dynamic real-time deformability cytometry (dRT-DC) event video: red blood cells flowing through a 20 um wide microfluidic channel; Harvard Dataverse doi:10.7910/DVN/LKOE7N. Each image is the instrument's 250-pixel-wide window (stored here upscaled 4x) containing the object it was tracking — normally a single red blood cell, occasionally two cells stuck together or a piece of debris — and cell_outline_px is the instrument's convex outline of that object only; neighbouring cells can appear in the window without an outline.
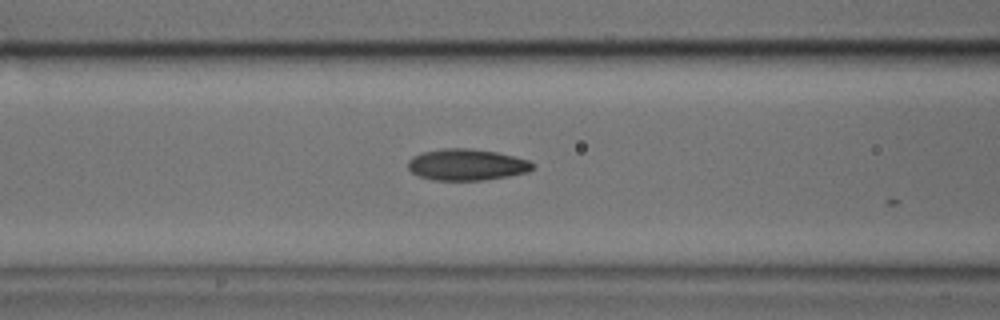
{"species": "common noctule bat (a hibernating species)", "species_latin": "Nyctalus noctula", "temperature_condition": "cold", "stored_images_in_passage": 5, "camera_frame_rate_fps": 3000, "um_per_image_px": 0.085, "animal": {"sex": "male", "body_mass_g": 17.9, "forearm_length_mm": 54.2}, "frame": {"image": 1, "passage_image": 4, "time_ms": 1.0, "image_size_px": [1000, 320], "cell_outline_px": [[536, 168], [528, 172], [508, 176], [484, 180], [432, 180], [420, 176], [412, 172], [408, 168], [408, 160], [412, 156], [424, 152], [444, 148], [468, 148], [496, 152], [516, 156], [528, 160], [536, 164]], "centroid_in_image_um": [39.71, 14.0], "position_along_channel_um": 126.9, "area_um2": 22.95}}